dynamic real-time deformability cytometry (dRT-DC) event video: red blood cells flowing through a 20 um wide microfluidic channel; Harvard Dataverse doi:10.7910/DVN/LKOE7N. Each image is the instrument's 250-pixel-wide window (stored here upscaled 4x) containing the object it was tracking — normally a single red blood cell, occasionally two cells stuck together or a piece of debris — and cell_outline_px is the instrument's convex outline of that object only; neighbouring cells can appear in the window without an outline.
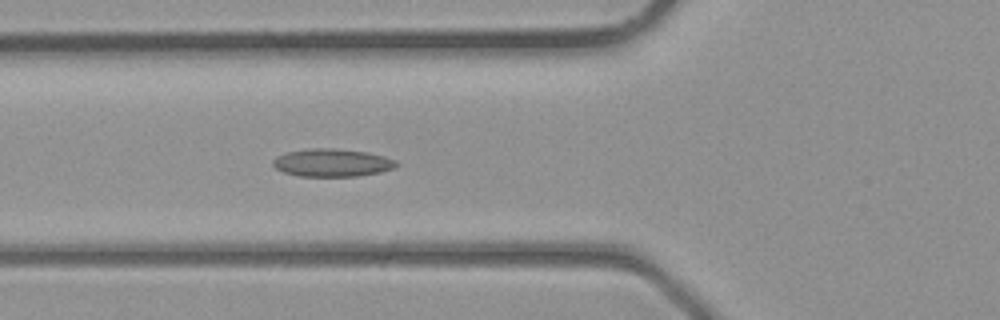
{"species": "common noctule bat (a hibernating species)", "species_latin": "Nyctalus noctula", "temperature_condition": "room temperature", "stored_images_in_passage": 38, "camera_frame_rate_fps": 3000, "um_per_image_px": 0.085, "animal": {"sex": "male", "body_mass_g": 23.1, "forearm_length_mm": 52.7}, "frame": {"image": 1, "passage_image": 14, "time_ms": 4.333, "image_size_px": [1000, 320], "cell_outline_px": [[400, 164], [392, 168], [380, 172], [356, 176], [300, 176], [284, 172], [276, 168], [272, 164], [272, 160], [276, 156], [288, 152], [308, 148], [336, 148], [368, 152], [384, 156], [396, 160]], "centroid_in_image_um": [28.23, 13.82], "position_along_channel_um": 97.6, "area_um2": 20.06}}
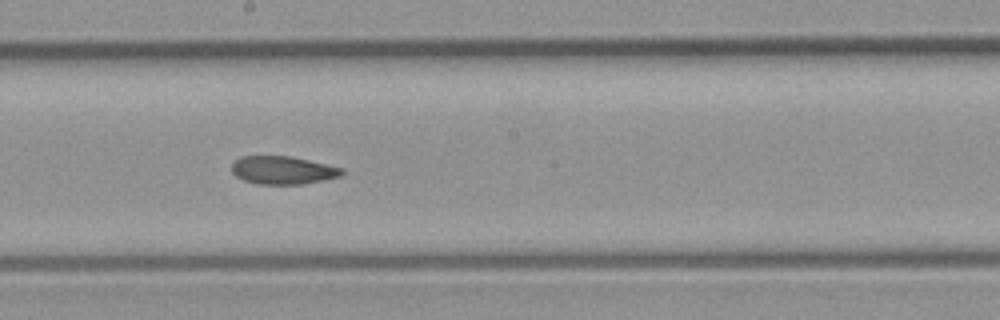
{"frame": {"image": 2, "passage_image": 21, "time_ms": 6.667, "image_size_px": [1000, 320], "cell_outline_px": [[344, 172], [340, 176], [300, 184], [256, 184], [244, 180], [236, 176], [232, 172], [232, 164], [240, 156], [288, 156], [308, 160], [344, 168]], "centroid_in_image_um": [24.01, 14.46], "position_along_channel_um": 224.2, "area_um2": 17.8}}
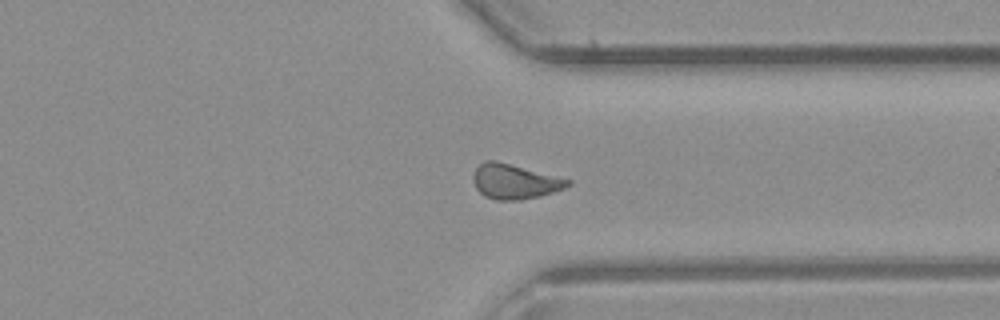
{"frame": {"image": 3, "passage_image": 29, "time_ms": 9.333, "image_size_px": [1000, 320], "cell_outline_px": [[572, 184], [564, 188], [540, 196], [520, 200], [496, 200], [484, 196], [476, 188], [472, 180], [472, 176], [476, 168], [484, 160], [496, 160], [572, 180]], "centroid_in_image_um": [43.73, 15.43], "position_along_channel_um": 367.7, "area_um2": 19.25}}